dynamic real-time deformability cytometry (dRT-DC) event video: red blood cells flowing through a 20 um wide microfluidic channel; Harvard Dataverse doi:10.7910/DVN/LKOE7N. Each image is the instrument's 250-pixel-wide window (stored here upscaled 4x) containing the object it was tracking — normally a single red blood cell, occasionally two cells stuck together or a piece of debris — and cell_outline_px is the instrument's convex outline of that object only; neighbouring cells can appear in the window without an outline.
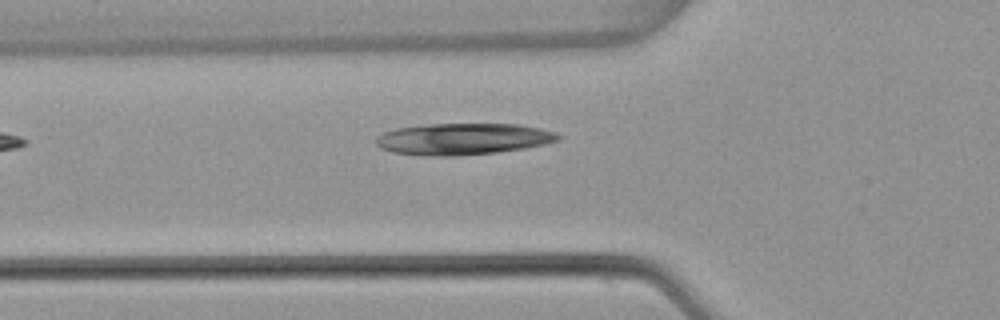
{"species": "common noctule bat (a hibernating species)", "species_latin": "Nyctalus noctula", "temperature_condition": "warm", "stored_images_in_passage": 2, "camera_frame_rate_fps": 3000, "um_per_image_px": 0.085, "animal": {"sex": "female", "body_mass_g": 22.7, "forearm_length_mm": 54.2}, "frame": {"image": 1, "passage_image": 2, "time_ms": 0.333, "image_size_px": [1000, 320], "cell_outline_px": [[560, 140], [544, 144], [524, 148], [496, 152], [456, 156], [432, 156], [392, 152], [380, 148], [376, 144], [376, 136], [384, 132], [396, 128], [428, 124], [516, 124], [540, 128], [556, 132], [560, 136]], "centroid_in_image_um": [39.34, 11.81], "position_along_channel_um": 86.5, "area_um2": 33.41}}